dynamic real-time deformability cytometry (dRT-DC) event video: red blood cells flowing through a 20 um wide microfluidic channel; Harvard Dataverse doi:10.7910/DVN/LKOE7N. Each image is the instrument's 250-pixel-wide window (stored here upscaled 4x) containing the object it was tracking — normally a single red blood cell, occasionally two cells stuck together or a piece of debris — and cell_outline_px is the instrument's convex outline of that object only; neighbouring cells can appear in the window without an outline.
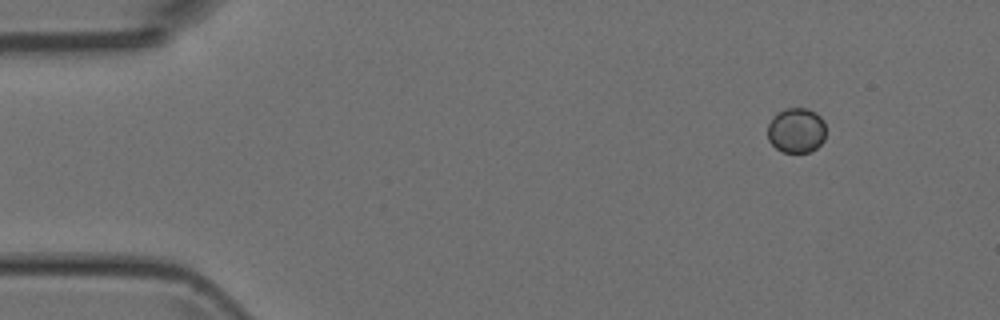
{"species": "Egyptian fruit bat (a non-hibernating species)", "species_latin": "Rousettus aegyptiacus", "temperature_condition": "room temperature", "stored_images_in_passage": 6, "camera_frame_rate_fps": 3000, "um_per_image_px": 0.085, "animal": {"sex": "female"}, "frame": {"image": 1, "passage_image": 6, "time_ms": 5.667, "image_size_px": [1000, 320], "cell_outline_px": [[824, 140], [816, 148], [808, 152], [784, 152], [776, 148], [768, 140], [768, 124], [772, 116], [784, 108], [808, 108], [816, 112], [824, 120]], "centroid_in_image_um": [67.67, 11.06], "position_along_channel_um": 17.3, "area_um2": 15.37}}